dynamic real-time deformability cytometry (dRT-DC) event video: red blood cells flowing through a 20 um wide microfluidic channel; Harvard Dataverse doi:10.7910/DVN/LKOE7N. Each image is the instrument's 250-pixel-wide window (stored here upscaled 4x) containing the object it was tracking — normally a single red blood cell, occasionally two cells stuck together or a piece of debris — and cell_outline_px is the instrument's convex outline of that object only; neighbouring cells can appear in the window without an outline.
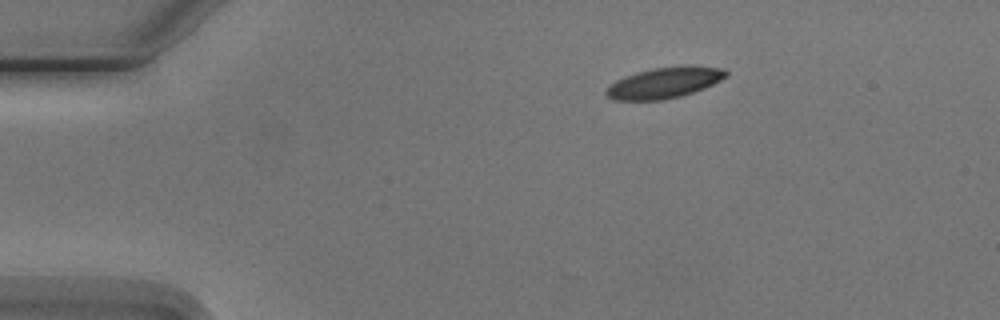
{"species": "Egyptian fruit bat (a non-hibernating species)", "species_latin": "Rousettus aegyptiacus", "temperature_condition": "cold", "stored_images_in_passage": 3, "camera_frame_rate_fps": 3000, "um_per_image_px": 0.085, "animal": {"sex": "male"}, "frame": {"image": 1, "passage_image": 1, "time_ms": 0.0, "image_size_px": [1000, 320], "cell_outline_px": [[728, 76], [704, 88], [680, 96], [660, 100], [612, 100], [604, 92], [616, 80], [624, 76], [636, 72], [652, 68], [724, 68], [728, 72]], "centroid_in_image_um": [56.4, 7.07], "position_along_channel_um": 28.6, "area_um2": 20.69}}
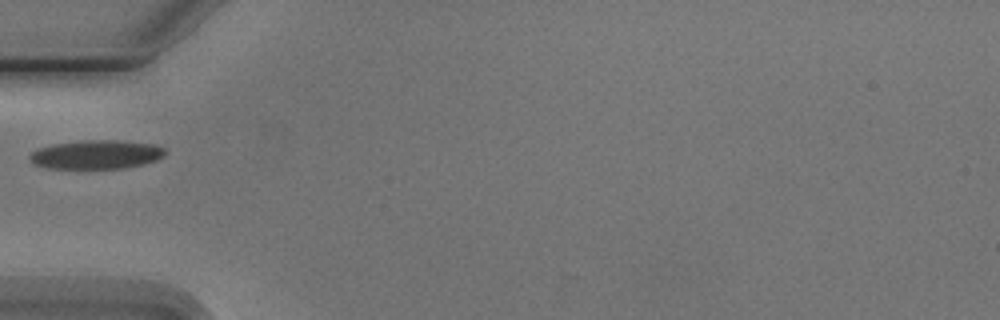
{"frame": {"image": 2, "passage_image": 3, "time_ms": 3.0, "image_size_px": [1000, 320], "cell_outline_px": [[168, 152], [164, 156], [156, 160], [124, 168], [44, 168], [32, 164], [28, 160], [28, 156], [32, 152], [40, 148], [52, 144], [80, 140], [116, 140], [156, 144], [164, 148]], "centroid_in_image_um": [8.16, 13.13], "position_along_channel_um": 76.8, "area_um2": 22.95}}